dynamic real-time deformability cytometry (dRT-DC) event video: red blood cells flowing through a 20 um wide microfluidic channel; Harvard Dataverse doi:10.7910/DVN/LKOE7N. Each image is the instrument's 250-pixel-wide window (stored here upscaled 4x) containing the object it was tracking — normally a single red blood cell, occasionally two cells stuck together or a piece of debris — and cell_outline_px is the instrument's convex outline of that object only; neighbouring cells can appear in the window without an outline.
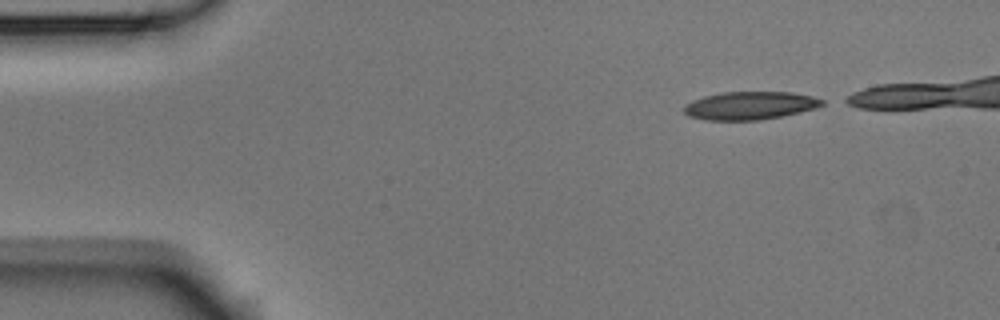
{"species": "Egyptian fruit bat (a non-hibernating species)", "species_latin": "Rousettus aegyptiacus", "temperature_condition": "room temperature", "stored_images_in_passage": 4, "camera_frame_rate_fps": 3000, "um_per_image_px": 0.085, "animal": {"sex": "male"}, "frame": {"image": 1, "passage_image": 1, "time_ms": 0.0, "image_size_px": [1000, 320], "cell_outline_px": [[824, 104], [816, 108], [800, 112], [760, 120], [704, 120], [688, 116], [684, 112], [684, 104], [692, 100], [704, 96], [724, 92], [792, 92], [812, 96], [824, 100]], "centroid_in_image_um": [63.73, 8.97], "position_along_channel_um": 21.3, "area_um2": 22.6}}